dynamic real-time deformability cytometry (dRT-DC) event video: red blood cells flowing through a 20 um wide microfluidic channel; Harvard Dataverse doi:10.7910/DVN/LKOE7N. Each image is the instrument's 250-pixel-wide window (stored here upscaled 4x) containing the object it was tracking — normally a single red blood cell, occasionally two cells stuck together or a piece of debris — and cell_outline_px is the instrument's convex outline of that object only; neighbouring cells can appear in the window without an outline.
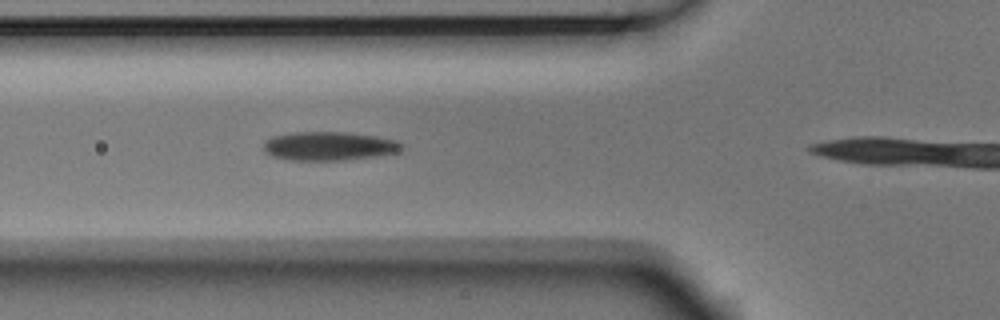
{"species": "Egyptian fruit bat (a non-hibernating species)", "species_latin": "Rousettus aegyptiacus", "temperature_condition": "room temperature", "stored_images_in_passage": 4, "segment_of_instrument_passage": [1, 2], "camera_frame_rate_fps": 3000, "um_per_image_px": 0.085, "animal": {"sex": "male"}, "frame": {"image": 1, "passage_image": 3, "time_ms": 0.667, "image_size_px": [1000, 320], "cell_outline_px": [[400, 152], [376, 156], [344, 160], [292, 160], [272, 156], [264, 152], [264, 140], [272, 136], [296, 132], [344, 132], [376, 136], [396, 140], [400, 144]], "centroid_in_image_um": [27.93, 12.42], "position_along_channel_um": 97.9, "area_um2": 23.06}}